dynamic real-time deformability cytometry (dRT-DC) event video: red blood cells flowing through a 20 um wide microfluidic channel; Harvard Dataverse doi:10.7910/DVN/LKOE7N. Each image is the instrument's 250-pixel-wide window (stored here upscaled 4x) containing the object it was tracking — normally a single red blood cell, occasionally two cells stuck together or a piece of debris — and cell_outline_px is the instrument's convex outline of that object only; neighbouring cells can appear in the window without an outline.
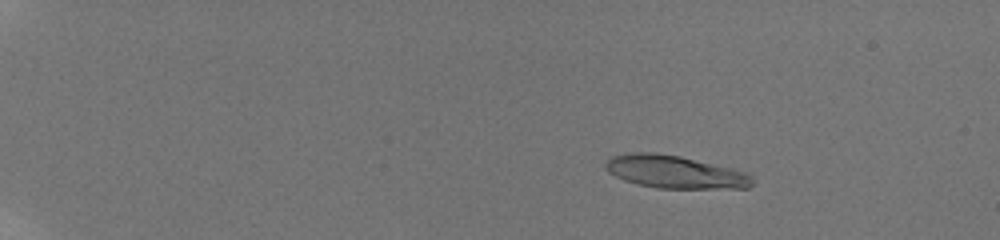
{"species": "human", "species_latin": "Homo sapiens", "temperature_condition": "room temperature", "stored_images_in_passage": 56, "camera_frame_rate_fps": 3000, "um_per_image_px": 0.085, "donor": {"sex": "male"}, "frame": {"image": 1, "passage_image": 9, "time_ms": 2.667, "image_size_px": [1000, 240], "cell_outline_px": [[752, 184], [748, 188], [656, 188], [636, 184], [624, 180], [608, 172], [604, 168], [604, 160], [612, 156], [632, 152], [656, 152], [680, 156], [732, 168], [744, 172], [752, 176]], "centroid_in_image_um": [57.3, 14.6], "position_along_channel_um": 27.7, "area_um2": 28.15}}
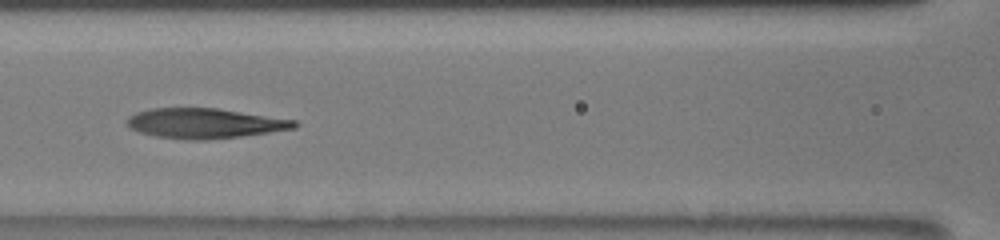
{"frame": {"image": 2, "passage_image": 29, "time_ms": 9.333, "image_size_px": [1000, 240], "cell_outline_px": [[300, 124], [296, 128], [240, 136], [204, 140], [188, 140], [156, 136], [140, 132], [128, 128], [128, 116], [136, 112], [152, 108], [216, 108], [296, 120]], "centroid_in_image_um": [17.39, 10.48], "position_along_channel_um": 149.2, "area_um2": 29.13}}
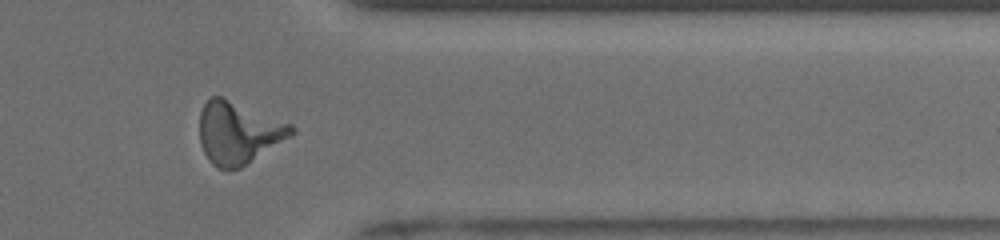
{"frame": {"image": 3, "passage_image": 48, "time_ms": 15.667, "image_size_px": [1000, 240], "cell_outline_px": [[296, 132], [292, 136], [240, 168], [216, 168], [208, 160], [200, 144], [200, 112], [204, 104], [212, 96], [220, 96], [292, 124], [296, 128]], "centroid_in_image_um": [20.27, 11.29], "position_along_channel_um": 391.1, "area_um2": 33.06}, "authors_computed_cell_mechanics": {"area_um2": 29.2468, "velocity_mm_per_s": 3.8758, "shape_relaxation_time_tau1_ms": 4.7447, "shape_relaxation_time_tau2_ms": 2.0658, "deformation_change_tau1": 0.2021, "deformation_change_tau2": 0.1263}}